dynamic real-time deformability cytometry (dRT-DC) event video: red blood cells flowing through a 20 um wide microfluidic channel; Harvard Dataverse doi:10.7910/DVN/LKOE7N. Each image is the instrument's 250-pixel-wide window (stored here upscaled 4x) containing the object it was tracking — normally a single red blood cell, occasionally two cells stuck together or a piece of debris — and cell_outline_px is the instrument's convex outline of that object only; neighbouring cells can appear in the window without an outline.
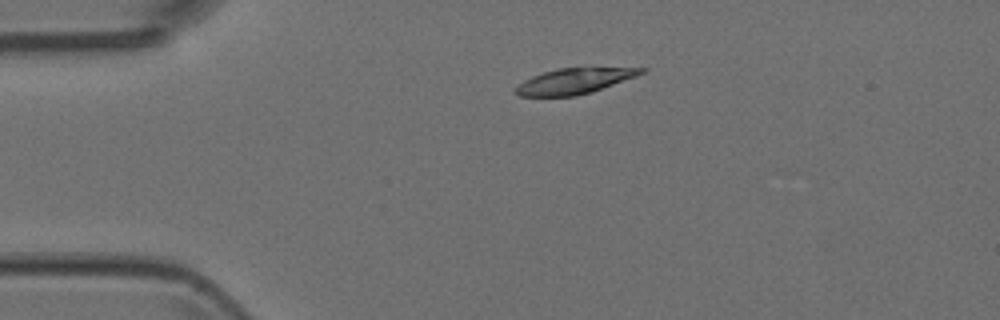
{"species": "Egyptian fruit bat (a non-hibernating species)", "species_latin": "Rousettus aegyptiacus", "temperature_condition": "room temperature", "stored_images_in_passage": 2, "camera_frame_rate_fps": 3000, "um_per_image_px": 0.085, "animal": {"sex": "female"}, "frame": {"image": 1, "passage_image": 1, "time_ms": 0.0, "image_size_px": [1000, 320], "cell_outline_px": [[648, 68], [644, 72], [636, 76], [592, 92], [576, 96], [520, 96], [512, 92], [516, 84], [532, 76], [556, 68]], "centroid_in_image_um": [48.74, 6.9], "position_along_channel_um": 36.3, "area_um2": 18.67}}